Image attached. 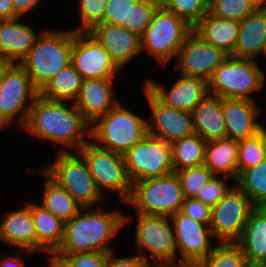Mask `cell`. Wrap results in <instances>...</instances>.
I'll list each match as a JSON object with an SVG mask.
<instances>
[{
  "mask_svg": "<svg viewBox=\"0 0 266 267\" xmlns=\"http://www.w3.org/2000/svg\"><path fill=\"white\" fill-rule=\"evenodd\" d=\"M22 130L39 141L60 145L57 152H77L90 141V123L72 102L49 100L39 94Z\"/></svg>",
  "mask_w": 266,
  "mask_h": 267,
  "instance_id": "6da1fadb",
  "label": "cell"
},
{
  "mask_svg": "<svg viewBox=\"0 0 266 267\" xmlns=\"http://www.w3.org/2000/svg\"><path fill=\"white\" fill-rule=\"evenodd\" d=\"M128 215L116 208L106 211L101 206L83 207L71 220L64 222L62 243L53 254L114 251L109 245L113 237L135 219Z\"/></svg>",
  "mask_w": 266,
  "mask_h": 267,
  "instance_id": "7a4b0ae2",
  "label": "cell"
},
{
  "mask_svg": "<svg viewBox=\"0 0 266 267\" xmlns=\"http://www.w3.org/2000/svg\"><path fill=\"white\" fill-rule=\"evenodd\" d=\"M73 29H43L34 46L19 63L40 91L59 71L71 64Z\"/></svg>",
  "mask_w": 266,
  "mask_h": 267,
  "instance_id": "3957f363",
  "label": "cell"
},
{
  "mask_svg": "<svg viewBox=\"0 0 266 267\" xmlns=\"http://www.w3.org/2000/svg\"><path fill=\"white\" fill-rule=\"evenodd\" d=\"M147 135L148 117L138 115L122 102L90 124V141L122 156Z\"/></svg>",
  "mask_w": 266,
  "mask_h": 267,
  "instance_id": "277c9868",
  "label": "cell"
},
{
  "mask_svg": "<svg viewBox=\"0 0 266 267\" xmlns=\"http://www.w3.org/2000/svg\"><path fill=\"white\" fill-rule=\"evenodd\" d=\"M259 63L254 59L229 56L207 80L208 94L255 101L253 94L260 92L266 82V71Z\"/></svg>",
  "mask_w": 266,
  "mask_h": 267,
  "instance_id": "5b68a950",
  "label": "cell"
},
{
  "mask_svg": "<svg viewBox=\"0 0 266 267\" xmlns=\"http://www.w3.org/2000/svg\"><path fill=\"white\" fill-rule=\"evenodd\" d=\"M53 160L41 168L52 180L66 189L82 207L103 206L106 197L98 190L78 152H57Z\"/></svg>",
  "mask_w": 266,
  "mask_h": 267,
  "instance_id": "8992f818",
  "label": "cell"
},
{
  "mask_svg": "<svg viewBox=\"0 0 266 267\" xmlns=\"http://www.w3.org/2000/svg\"><path fill=\"white\" fill-rule=\"evenodd\" d=\"M192 30L193 27L183 18L159 6L141 36L142 54L146 51L160 66L166 67L176 59L179 49Z\"/></svg>",
  "mask_w": 266,
  "mask_h": 267,
  "instance_id": "52a82bcc",
  "label": "cell"
},
{
  "mask_svg": "<svg viewBox=\"0 0 266 267\" xmlns=\"http://www.w3.org/2000/svg\"><path fill=\"white\" fill-rule=\"evenodd\" d=\"M185 200L179 178L169 175L138 180L132 184V193L126 205L136 213L170 217L181 211Z\"/></svg>",
  "mask_w": 266,
  "mask_h": 267,
  "instance_id": "ba28073f",
  "label": "cell"
},
{
  "mask_svg": "<svg viewBox=\"0 0 266 267\" xmlns=\"http://www.w3.org/2000/svg\"><path fill=\"white\" fill-rule=\"evenodd\" d=\"M38 94L39 91L20 64H2L0 130H9L14 122L22 129Z\"/></svg>",
  "mask_w": 266,
  "mask_h": 267,
  "instance_id": "9c48e42d",
  "label": "cell"
},
{
  "mask_svg": "<svg viewBox=\"0 0 266 267\" xmlns=\"http://www.w3.org/2000/svg\"><path fill=\"white\" fill-rule=\"evenodd\" d=\"M136 215L135 253L153 262V265L178 264L175 233L170 218L141 213Z\"/></svg>",
  "mask_w": 266,
  "mask_h": 267,
  "instance_id": "30bf717a",
  "label": "cell"
},
{
  "mask_svg": "<svg viewBox=\"0 0 266 267\" xmlns=\"http://www.w3.org/2000/svg\"><path fill=\"white\" fill-rule=\"evenodd\" d=\"M85 160L98 190L119 196L122 204L129 200L132 184L128 178L122 155L102 149L91 141L77 151ZM106 192V193H105Z\"/></svg>",
  "mask_w": 266,
  "mask_h": 267,
  "instance_id": "8fae6325",
  "label": "cell"
},
{
  "mask_svg": "<svg viewBox=\"0 0 266 267\" xmlns=\"http://www.w3.org/2000/svg\"><path fill=\"white\" fill-rule=\"evenodd\" d=\"M123 158L131 184L174 172L171 145L150 135L136 143Z\"/></svg>",
  "mask_w": 266,
  "mask_h": 267,
  "instance_id": "7c38bea8",
  "label": "cell"
},
{
  "mask_svg": "<svg viewBox=\"0 0 266 267\" xmlns=\"http://www.w3.org/2000/svg\"><path fill=\"white\" fill-rule=\"evenodd\" d=\"M255 208L249 197L234 185L211 211L210 229L218 243L236 242Z\"/></svg>",
  "mask_w": 266,
  "mask_h": 267,
  "instance_id": "4fadbf2b",
  "label": "cell"
},
{
  "mask_svg": "<svg viewBox=\"0 0 266 267\" xmlns=\"http://www.w3.org/2000/svg\"><path fill=\"white\" fill-rule=\"evenodd\" d=\"M169 218L175 233L178 264L197 266L218 243L212 242L216 239L209 227L210 224L195 221L181 211L174 213Z\"/></svg>",
  "mask_w": 266,
  "mask_h": 267,
  "instance_id": "5bb4252c",
  "label": "cell"
},
{
  "mask_svg": "<svg viewBox=\"0 0 266 267\" xmlns=\"http://www.w3.org/2000/svg\"><path fill=\"white\" fill-rule=\"evenodd\" d=\"M82 79H116L121 70L89 33L73 30L72 62Z\"/></svg>",
  "mask_w": 266,
  "mask_h": 267,
  "instance_id": "9a60e30c",
  "label": "cell"
},
{
  "mask_svg": "<svg viewBox=\"0 0 266 267\" xmlns=\"http://www.w3.org/2000/svg\"><path fill=\"white\" fill-rule=\"evenodd\" d=\"M141 87L151 112L148 135L171 144L195 133L190 112L166 106L144 84Z\"/></svg>",
  "mask_w": 266,
  "mask_h": 267,
  "instance_id": "2e32d148",
  "label": "cell"
},
{
  "mask_svg": "<svg viewBox=\"0 0 266 267\" xmlns=\"http://www.w3.org/2000/svg\"><path fill=\"white\" fill-rule=\"evenodd\" d=\"M228 57V54L209 44L192 30L177 53L175 70L179 69L182 75L208 80Z\"/></svg>",
  "mask_w": 266,
  "mask_h": 267,
  "instance_id": "e0dca14e",
  "label": "cell"
},
{
  "mask_svg": "<svg viewBox=\"0 0 266 267\" xmlns=\"http://www.w3.org/2000/svg\"><path fill=\"white\" fill-rule=\"evenodd\" d=\"M145 80L143 84L166 106L190 113L208 95L207 80L201 77L179 74L169 88L152 78Z\"/></svg>",
  "mask_w": 266,
  "mask_h": 267,
  "instance_id": "ac0fdd59",
  "label": "cell"
},
{
  "mask_svg": "<svg viewBox=\"0 0 266 267\" xmlns=\"http://www.w3.org/2000/svg\"><path fill=\"white\" fill-rule=\"evenodd\" d=\"M261 108L257 101L222 98L226 138L239 141L262 131L266 126L258 119L262 114Z\"/></svg>",
  "mask_w": 266,
  "mask_h": 267,
  "instance_id": "d6986e66",
  "label": "cell"
},
{
  "mask_svg": "<svg viewBox=\"0 0 266 267\" xmlns=\"http://www.w3.org/2000/svg\"><path fill=\"white\" fill-rule=\"evenodd\" d=\"M88 32L108 51L121 72L142 53L141 37L119 25L96 24Z\"/></svg>",
  "mask_w": 266,
  "mask_h": 267,
  "instance_id": "ffe728a7",
  "label": "cell"
},
{
  "mask_svg": "<svg viewBox=\"0 0 266 267\" xmlns=\"http://www.w3.org/2000/svg\"><path fill=\"white\" fill-rule=\"evenodd\" d=\"M113 84L114 79H84L82 81L73 104L90 124L120 102L114 91L116 84Z\"/></svg>",
  "mask_w": 266,
  "mask_h": 267,
  "instance_id": "44dd1931",
  "label": "cell"
},
{
  "mask_svg": "<svg viewBox=\"0 0 266 267\" xmlns=\"http://www.w3.org/2000/svg\"><path fill=\"white\" fill-rule=\"evenodd\" d=\"M20 19L0 20V64H19L43 31Z\"/></svg>",
  "mask_w": 266,
  "mask_h": 267,
  "instance_id": "7402d4cb",
  "label": "cell"
},
{
  "mask_svg": "<svg viewBox=\"0 0 266 267\" xmlns=\"http://www.w3.org/2000/svg\"><path fill=\"white\" fill-rule=\"evenodd\" d=\"M26 204V205H25ZM7 212L0 220V240L16 249L36 252V232L31 212V202Z\"/></svg>",
  "mask_w": 266,
  "mask_h": 267,
  "instance_id": "603a6c76",
  "label": "cell"
},
{
  "mask_svg": "<svg viewBox=\"0 0 266 267\" xmlns=\"http://www.w3.org/2000/svg\"><path fill=\"white\" fill-rule=\"evenodd\" d=\"M250 267H266V207H255L235 242Z\"/></svg>",
  "mask_w": 266,
  "mask_h": 267,
  "instance_id": "cb8c5ba5",
  "label": "cell"
},
{
  "mask_svg": "<svg viewBox=\"0 0 266 267\" xmlns=\"http://www.w3.org/2000/svg\"><path fill=\"white\" fill-rule=\"evenodd\" d=\"M266 42V8H256L239 22L233 57L258 60Z\"/></svg>",
  "mask_w": 266,
  "mask_h": 267,
  "instance_id": "d4e9b609",
  "label": "cell"
},
{
  "mask_svg": "<svg viewBox=\"0 0 266 267\" xmlns=\"http://www.w3.org/2000/svg\"><path fill=\"white\" fill-rule=\"evenodd\" d=\"M191 114L195 133L206 142L226 138L222 98L208 94Z\"/></svg>",
  "mask_w": 266,
  "mask_h": 267,
  "instance_id": "484cf974",
  "label": "cell"
},
{
  "mask_svg": "<svg viewBox=\"0 0 266 267\" xmlns=\"http://www.w3.org/2000/svg\"><path fill=\"white\" fill-rule=\"evenodd\" d=\"M193 31L209 44L232 56L237 44L239 22L218 18L208 12L193 27Z\"/></svg>",
  "mask_w": 266,
  "mask_h": 267,
  "instance_id": "4316f807",
  "label": "cell"
},
{
  "mask_svg": "<svg viewBox=\"0 0 266 267\" xmlns=\"http://www.w3.org/2000/svg\"><path fill=\"white\" fill-rule=\"evenodd\" d=\"M31 212L36 232V252H46L50 257L62 243L64 222L42 205L32 201Z\"/></svg>",
  "mask_w": 266,
  "mask_h": 267,
  "instance_id": "83f0119b",
  "label": "cell"
},
{
  "mask_svg": "<svg viewBox=\"0 0 266 267\" xmlns=\"http://www.w3.org/2000/svg\"><path fill=\"white\" fill-rule=\"evenodd\" d=\"M238 140L223 138L207 142L205 165L215 174L237 179Z\"/></svg>",
  "mask_w": 266,
  "mask_h": 267,
  "instance_id": "f1b7e54d",
  "label": "cell"
},
{
  "mask_svg": "<svg viewBox=\"0 0 266 267\" xmlns=\"http://www.w3.org/2000/svg\"><path fill=\"white\" fill-rule=\"evenodd\" d=\"M40 172L45 179L41 203L44 208L63 222L71 220L83 208L73 196L63 187L52 180L41 168Z\"/></svg>",
  "mask_w": 266,
  "mask_h": 267,
  "instance_id": "f546056e",
  "label": "cell"
},
{
  "mask_svg": "<svg viewBox=\"0 0 266 267\" xmlns=\"http://www.w3.org/2000/svg\"><path fill=\"white\" fill-rule=\"evenodd\" d=\"M82 77L73 64L59 71L40 91L39 95L49 100L74 102L78 96Z\"/></svg>",
  "mask_w": 266,
  "mask_h": 267,
  "instance_id": "4dcf8cb0",
  "label": "cell"
},
{
  "mask_svg": "<svg viewBox=\"0 0 266 267\" xmlns=\"http://www.w3.org/2000/svg\"><path fill=\"white\" fill-rule=\"evenodd\" d=\"M170 145L174 171L204 165L207 142L198 134L176 140Z\"/></svg>",
  "mask_w": 266,
  "mask_h": 267,
  "instance_id": "1f68e13d",
  "label": "cell"
},
{
  "mask_svg": "<svg viewBox=\"0 0 266 267\" xmlns=\"http://www.w3.org/2000/svg\"><path fill=\"white\" fill-rule=\"evenodd\" d=\"M235 185L249 197L255 207H266V158L241 171Z\"/></svg>",
  "mask_w": 266,
  "mask_h": 267,
  "instance_id": "d6a6232c",
  "label": "cell"
},
{
  "mask_svg": "<svg viewBox=\"0 0 266 267\" xmlns=\"http://www.w3.org/2000/svg\"><path fill=\"white\" fill-rule=\"evenodd\" d=\"M196 267H250L235 242L217 243L212 252Z\"/></svg>",
  "mask_w": 266,
  "mask_h": 267,
  "instance_id": "836d02e7",
  "label": "cell"
},
{
  "mask_svg": "<svg viewBox=\"0 0 266 267\" xmlns=\"http://www.w3.org/2000/svg\"><path fill=\"white\" fill-rule=\"evenodd\" d=\"M266 158V128L257 135L238 141V174Z\"/></svg>",
  "mask_w": 266,
  "mask_h": 267,
  "instance_id": "e575fe53",
  "label": "cell"
},
{
  "mask_svg": "<svg viewBox=\"0 0 266 267\" xmlns=\"http://www.w3.org/2000/svg\"><path fill=\"white\" fill-rule=\"evenodd\" d=\"M47 259V267H107L108 253L77 252L52 254Z\"/></svg>",
  "mask_w": 266,
  "mask_h": 267,
  "instance_id": "d590c367",
  "label": "cell"
},
{
  "mask_svg": "<svg viewBox=\"0 0 266 267\" xmlns=\"http://www.w3.org/2000/svg\"><path fill=\"white\" fill-rule=\"evenodd\" d=\"M160 6L194 27L208 13L209 0H160Z\"/></svg>",
  "mask_w": 266,
  "mask_h": 267,
  "instance_id": "8d00e7d4",
  "label": "cell"
},
{
  "mask_svg": "<svg viewBox=\"0 0 266 267\" xmlns=\"http://www.w3.org/2000/svg\"><path fill=\"white\" fill-rule=\"evenodd\" d=\"M179 178L185 198H196L199 191L215 175L205 164L174 171Z\"/></svg>",
  "mask_w": 266,
  "mask_h": 267,
  "instance_id": "74e56055",
  "label": "cell"
},
{
  "mask_svg": "<svg viewBox=\"0 0 266 267\" xmlns=\"http://www.w3.org/2000/svg\"><path fill=\"white\" fill-rule=\"evenodd\" d=\"M255 9L250 0H210L208 12L218 18L241 22Z\"/></svg>",
  "mask_w": 266,
  "mask_h": 267,
  "instance_id": "f35d334b",
  "label": "cell"
},
{
  "mask_svg": "<svg viewBox=\"0 0 266 267\" xmlns=\"http://www.w3.org/2000/svg\"><path fill=\"white\" fill-rule=\"evenodd\" d=\"M159 6L160 0H137L127 14V30L141 37Z\"/></svg>",
  "mask_w": 266,
  "mask_h": 267,
  "instance_id": "ab89813d",
  "label": "cell"
},
{
  "mask_svg": "<svg viewBox=\"0 0 266 267\" xmlns=\"http://www.w3.org/2000/svg\"><path fill=\"white\" fill-rule=\"evenodd\" d=\"M78 2L80 25L73 27V30L88 32L103 21L109 0H79Z\"/></svg>",
  "mask_w": 266,
  "mask_h": 267,
  "instance_id": "60d3db41",
  "label": "cell"
},
{
  "mask_svg": "<svg viewBox=\"0 0 266 267\" xmlns=\"http://www.w3.org/2000/svg\"><path fill=\"white\" fill-rule=\"evenodd\" d=\"M228 180V181H227ZM231 181L232 185L228 184ZM235 185V180L223 175H214L206 186L199 191L196 199L211 208L215 206Z\"/></svg>",
  "mask_w": 266,
  "mask_h": 267,
  "instance_id": "b9f144b4",
  "label": "cell"
},
{
  "mask_svg": "<svg viewBox=\"0 0 266 267\" xmlns=\"http://www.w3.org/2000/svg\"><path fill=\"white\" fill-rule=\"evenodd\" d=\"M137 0H109L104 19L99 24L119 25L127 30V14Z\"/></svg>",
  "mask_w": 266,
  "mask_h": 267,
  "instance_id": "7bdbcfd3",
  "label": "cell"
},
{
  "mask_svg": "<svg viewBox=\"0 0 266 267\" xmlns=\"http://www.w3.org/2000/svg\"><path fill=\"white\" fill-rule=\"evenodd\" d=\"M212 208L196 198H185L181 212L193 220L203 224H210Z\"/></svg>",
  "mask_w": 266,
  "mask_h": 267,
  "instance_id": "ee69618b",
  "label": "cell"
},
{
  "mask_svg": "<svg viewBox=\"0 0 266 267\" xmlns=\"http://www.w3.org/2000/svg\"><path fill=\"white\" fill-rule=\"evenodd\" d=\"M115 250L108 253L107 267H153V264L138 254L116 256Z\"/></svg>",
  "mask_w": 266,
  "mask_h": 267,
  "instance_id": "f6af8a7d",
  "label": "cell"
},
{
  "mask_svg": "<svg viewBox=\"0 0 266 267\" xmlns=\"http://www.w3.org/2000/svg\"><path fill=\"white\" fill-rule=\"evenodd\" d=\"M12 255H3L0 254V267H26L24 261L25 257L22 255L38 254L34 251L25 250V249H15ZM20 252V253H19ZM24 253V254H23Z\"/></svg>",
  "mask_w": 266,
  "mask_h": 267,
  "instance_id": "bcb514c9",
  "label": "cell"
},
{
  "mask_svg": "<svg viewBox=\"0 0 266 267\" xmlns=\"http://www.w3.org/2000/svg\"><path fill=\"white\" fill-rule=\"evenodd\" d=\"M42 0H13L14 18L25 17L30 11L34 10Z\"/></svg>",
  "mask_w": 266,
  "mask_h": 267,
  "instance_id": "7dc6e473",
  "label": "cell"
},
{
  "mask_svg": "<svg viewBox=\"0 0 266 267\" xmlns=\"http://www.w3.org/2000/svg\"><path fill=\"white\" fill-rule=\"evenodd\" d=\"M13 0H0V20L13 19Z\"/></svg>",
  "mask_w": 266,
  "mask_h": 267,
  "instance_id": "c3c4849f",
  "label": "cell"
},
{
  "mask_svg": "<svg viewBox=\"0 0 266 267\" xmlns=\"http://www.w3.org/2000/svg\"><path fill=\"white\" fill-rule=\"evenodd\" d=\"M255 8H266V0H250Z\"/></svg>",
  "mask_w": 266,
  "mask_h": 267,
  "instance_id": "681fc988",
  "label": "cell"
},
{
  "mask_svg": "<svg viewBox=\"0 0 266 267\" xmlns=\"http://www.w3.org/2000/svg\"><path fill=\"white\" fill-rule=\"evenodd\" d=\"M153 267H196L191 264H175V265H153Z\"/></svg>",
  "mask_w": 266,
  "mask_h": 267,
  "instance_id": "f907efd6",
  "label": "cell"
},
{
  "mask_svg": "<svg viewBox=\"0 0 266 267\" xmlns=\"http://www.w3.org/2000/svg\"><path fill=\"white\" fill-rule=\"evenodd\" d=\"M2 85V64H0V90Z\"/></svg>",
  "mask_w": 266,
  "mask_h": 267,
  "instance_id": "816d5d0a",
  "label": "cell"
},
{
  "mask_svg": "<svg viewBox=\"0 0 266 267\" xmlns=\"http://www.w3.org/2000/svg\"><path fill=\"white\" fill-rule=\"evenodd\" d=\"M263 55L266 57V42H265L264 49L262 51L261 56H263Z\"/></svg>",
  "mask_w": 266,
  "mask_h": 267,
  "instance_id": "f5cc1de1",
  "label": "cell"
}]
</instances>
